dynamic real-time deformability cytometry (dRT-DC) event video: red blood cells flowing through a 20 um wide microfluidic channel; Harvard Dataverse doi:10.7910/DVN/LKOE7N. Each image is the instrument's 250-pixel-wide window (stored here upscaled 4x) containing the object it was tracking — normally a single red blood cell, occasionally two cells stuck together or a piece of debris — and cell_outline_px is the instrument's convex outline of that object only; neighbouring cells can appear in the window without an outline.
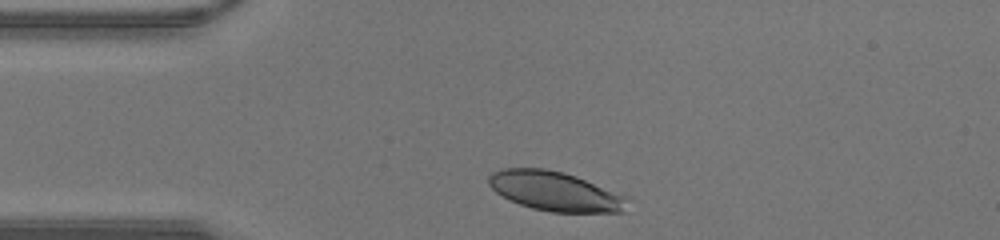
{"species": "human", "species_latin": "Homo sapiens", "temperature_condition": "warm", "stored_images_in_passage": 25, "camera_frame_rate_fps": 3000, "um_per_image_px": 0.085, "donor": {"sex": "male"}, "frame": {"image": 1, "passage_image": 1, "time_ms": 0.0, "image_size_px": [1000, 240], "cell_outline_px": [[628, 196], [624, 212], [552, 212], [532, 208], [520, 204], [496, 192], [488, 184], [488, 176], [492, 172], [500, 168], [544, 168], [564, 172], [576, 176]], "centroid_in_image_um": [47.18, 16.24], "position_along_channel_um": 37.8, "area_um2": 31.79}}
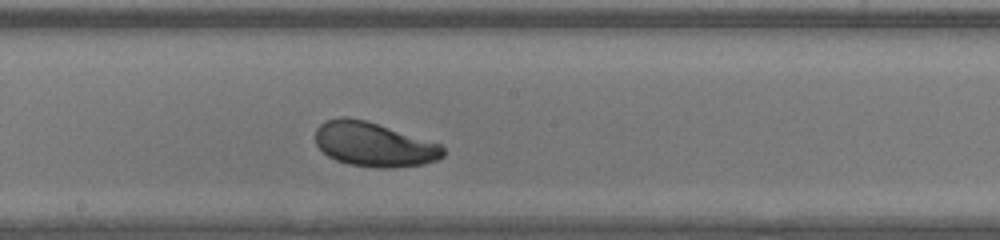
{"frame": {"image": 2, "passage_image": 14, "time_ms": 4.333, "image_size_px": [1000, 240], "cell_outline_px": [[444, 156], [436, 160], [424, 164], [396, 168], [376, 168], [348, 164], [336, 160], [328, 156], [316, 144], [316, 128], [320, 124], [328, 120], [340, 116], [344, 116], [364, 120], [444, 144]], "centroid_in_image_um": [31.82, 12.29], "position_along_channel_um": 216.4, "area_um2": 33.18}}
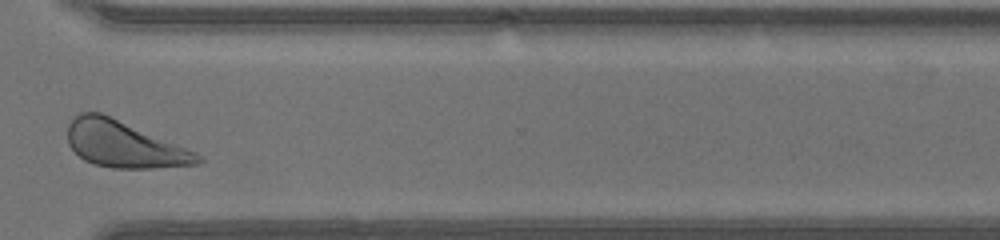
{"frame": {"image": 3, "passage_image": 23, "time_ms": 7.333, "image_size_px": [1000, 240], "cell_outline_px": [[204, 160], [200, 164], [152, 168], [112, 168], [92, 164], [84, 160], [68, 144], [68, 124], [80, 112], [100, 112], [196, 152], [204, 156]], "centroid_in_image_um": [10.55, 12.29], "position_along_channel_um": 360.1, "area_um2": 34.85}}